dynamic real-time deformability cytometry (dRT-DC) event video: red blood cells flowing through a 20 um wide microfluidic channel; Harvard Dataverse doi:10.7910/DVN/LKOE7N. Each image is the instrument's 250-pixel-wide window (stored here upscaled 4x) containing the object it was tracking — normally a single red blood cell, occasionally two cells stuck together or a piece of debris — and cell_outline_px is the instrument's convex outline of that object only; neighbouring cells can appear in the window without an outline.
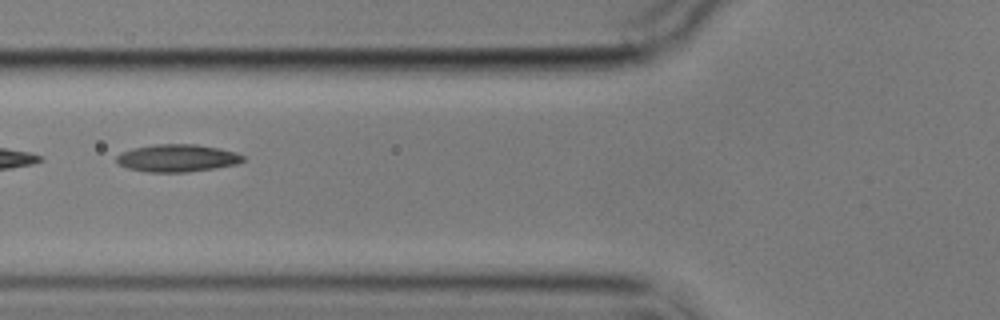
{"species": "common noctule bat (a hibernating species)", "species_latin": "Nyctalus noctula", "temperature_condition": "cold", "stored_images_in_passage": 9, "camera_frame_rate_fps": 3000, "um_per_image_px": 0.085, "animal": {"sex": "male", "body_mass_g": 17.9}, "frame": {"image": 1, "passage_image": 6, "time_ms": 5.667, "image_size_px": [1000, 320], "cell_outline_px": [[244, 160], [236, 164], [216, 168], [184, 172], [148, 172], [128, 168], [120, 164], [116, 160], [116, 156], [120, 152], [132, 148], [156, 144], [196, 144], [220, 148], [236, 152], [244, 156]], "centroid_in_image_um": [15.06, 13.43], "position_along_channel_um": 110.7, "area_um2": 20.29}}
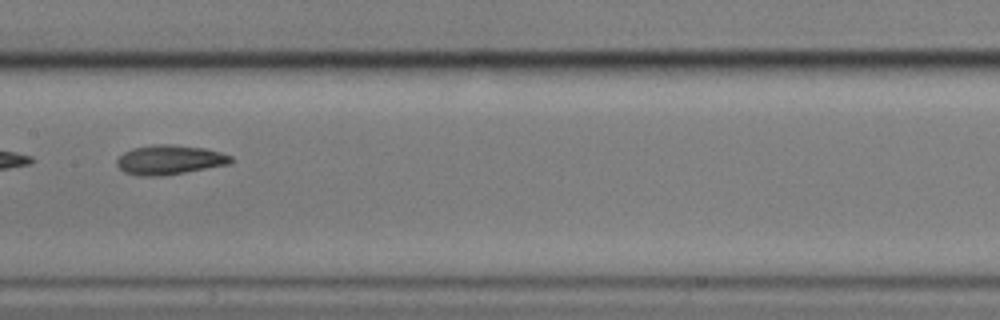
{"frame": {"image": 2, "passage_image": 8, "time_ms": 8.0, "image_size_px": [1000, 320], "cell_outline_px": [[232, 160], [228, 164], [184, 172], [160, 176], [140, 176], [124, 172], [116, 164], [116, 160], [124, 152], [132, 148], [160, 144], [172, 144], [204, 148], [220, 152], [232, 156]], "centroid_in_image_um": [14.38, 13.58], "position_along_channel_um": 193.0, "area_um2": 19.36}}
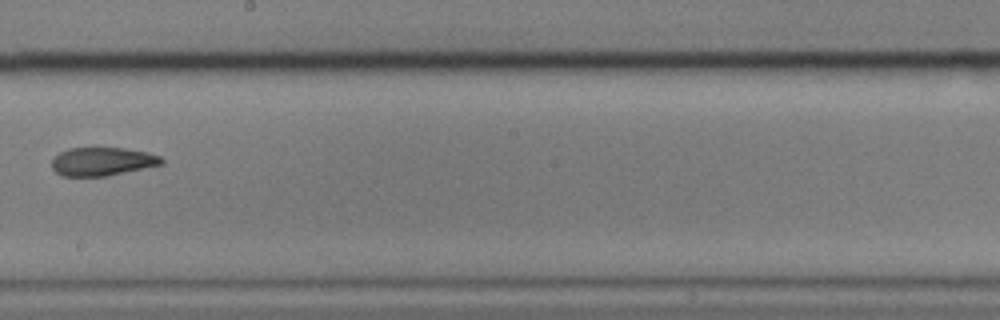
{"frame": {"image": 3, "passage_image": 9, "time_ms": 9.333, "image_size_px": [1000, 320], "cell_outline_px": [[164, 164], [108, 176], [64, 176], [56, 172], [52, 168], [52, 160], [60, 152], [68, 148], [124, 148], [148, 152], [160, 156], [164, 160]], "centroid_in_image_um": [8.73, 13.73], "position_along_channel_um": 239.5, "area_um2": 18.21}}